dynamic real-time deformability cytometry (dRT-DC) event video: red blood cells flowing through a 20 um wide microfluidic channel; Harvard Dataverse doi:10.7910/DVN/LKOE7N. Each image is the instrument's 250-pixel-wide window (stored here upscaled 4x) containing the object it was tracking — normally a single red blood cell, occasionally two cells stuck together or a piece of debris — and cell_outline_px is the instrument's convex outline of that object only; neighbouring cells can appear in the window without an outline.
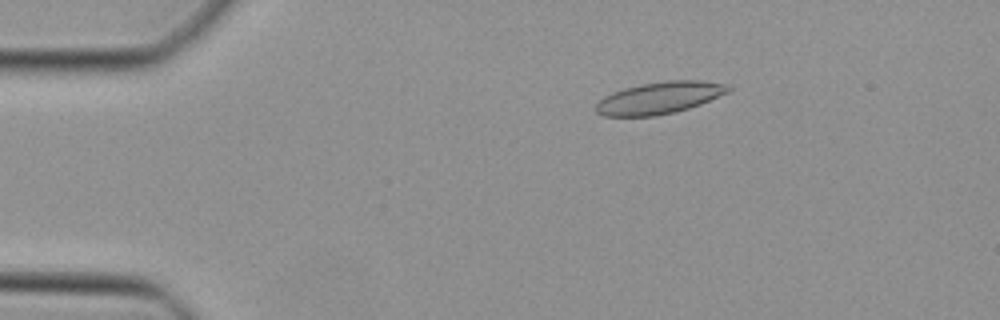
{"species": "Egyptian fruit bat (a non-hibernating species)", "species_latin": "Rousettus aegyptiacus", "temperature_condition": "cold", "stored_images_in_passage": 42, "camera_frame_rate_fps": 3000, "um_per_image_px": 0.085, "animal": {"sex": "female"}, "frame": {"image": 1, "passage_image": 3, "time_ms": 0.667, "image_size_px": [1000, 320], "cell_outline_px": [[732, 88], [728, 92], [700, 104], [676, 112], [656, 116], [604, 116], [596, 112], [596, 104], [604, 96], [612, 92], [624, 88], [640, 84], [668, 80], [704, 80], [728, 84]], "centroid_in_image_um": [56.06, 8.31], "position_along_channel_um": 28.9, "area_um2": 24.74}}
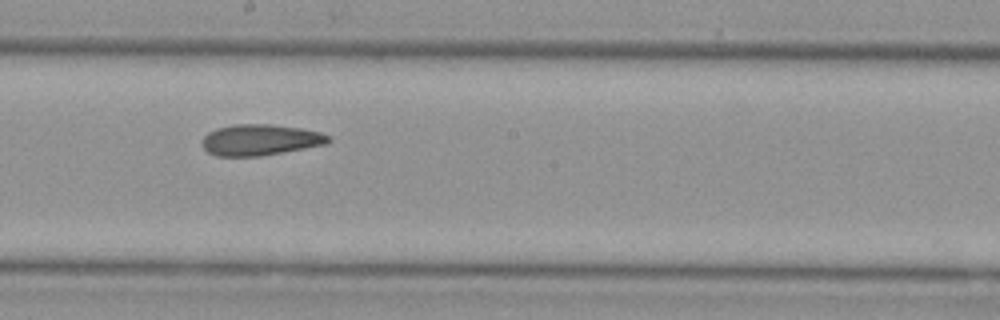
{"frame": {"image": 2, "passage_image": 21, "time_ms": 6.667, "image_size_px": [1000, 320], "cell_outline_px": [[332, 140], [328, 144], [260, 156], [216, 156], [208, 152], [200, 144], [204, 136], [208, 132], [216, 128], [236, 124], [272, 124], [300, 128], [320, 132], [332, 136]], "centroid_in_image_um": [22.13, 11.89], "position_along_channel_um": 226.1, "area_um2": 23.06}}
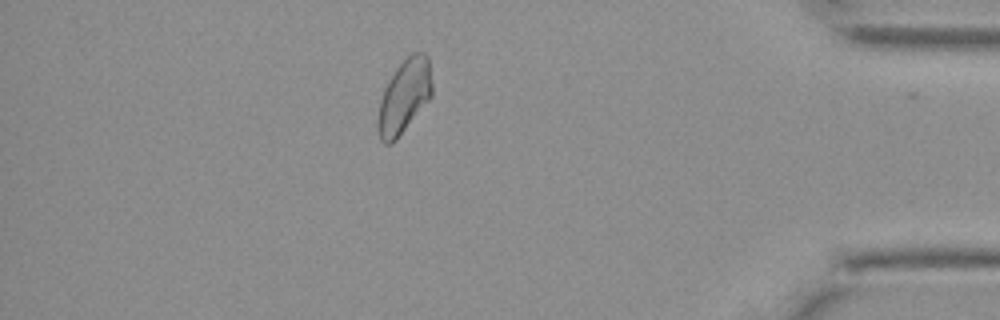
{"frame": {"image": 3, "passage_image": 36, "time_ms": 11.667, "image_size_px": [1000, 320], "cell_outline_px": [[432, 96], [396, 140], [392, 144], [384, 144], [380, 140], [376, 128], [376, 124], [380, 100], [384, 88], [388, 80], [396, 68], [412, 52], [424, 52], [428, 56], [432, 84]], "centroid_in_image_um": [34.34, 8.22], "position_along_channel_um": 400.9, "area_um2": 23.41}}